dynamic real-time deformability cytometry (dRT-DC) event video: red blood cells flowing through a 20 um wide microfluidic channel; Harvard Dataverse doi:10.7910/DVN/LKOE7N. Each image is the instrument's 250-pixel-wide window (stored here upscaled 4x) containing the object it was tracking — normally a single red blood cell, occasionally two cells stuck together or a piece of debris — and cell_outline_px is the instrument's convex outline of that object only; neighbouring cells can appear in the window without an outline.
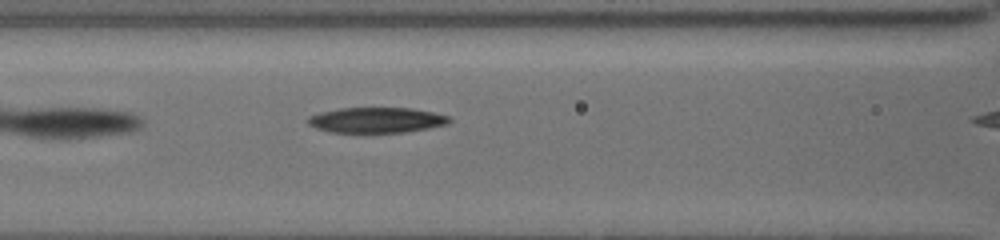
{"species": "common noctule bat (a hibernating species)", "species_latin": "Nyctalus noctula", "temperature_condition": "cold", "stored_images_in_passage": 5, "camera_frame_rate_fps": 3000, "um_per_image_px": 0.085, "animal": {"sex": "female", "body_mass_g": 19.5, "forearm_length_mm": 54.1}, "frame": {"image": 1, "passage_image": 3, "time_ms": 1.667, "image_size_px": [1000, 240], "cell_outline_px": [[452, 120], [448, 124], [428, 128], [404, 132], [332, 132], [316, 128], [308, 124], [308, 116], [320, 112], [340, 108], [412, 108], [432, 112], [448, 116]], "centroid_in_image_um": [32.0, 10.2], "position_along_channel_um": 134.6, "area_um2": 20.81}}
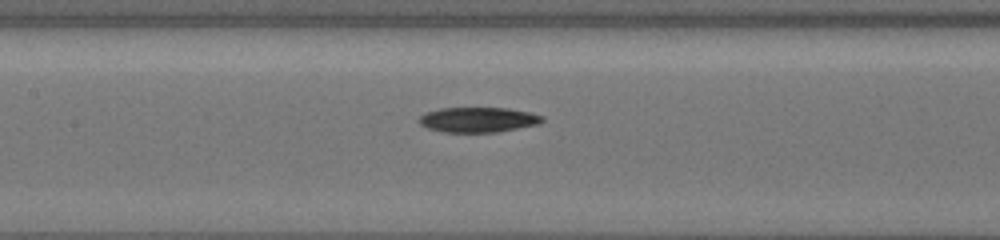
{"frame": {"image": 2, "passage_image": 5, "time_ms": 4.0, "image_size_px": [1000, 240], "cell_outline_px": [[544, 120], [540, 124], [496, 132], [440, 132], [428, 128], [420, 124], [420, 116], [428, 112], [440, 108], [508, 108], [528, 112], [544, 116]], "centroid_in_image_um": [40.67, 10.18], "position_along_channel_um": 166.7, "area_um2": 17.92}}